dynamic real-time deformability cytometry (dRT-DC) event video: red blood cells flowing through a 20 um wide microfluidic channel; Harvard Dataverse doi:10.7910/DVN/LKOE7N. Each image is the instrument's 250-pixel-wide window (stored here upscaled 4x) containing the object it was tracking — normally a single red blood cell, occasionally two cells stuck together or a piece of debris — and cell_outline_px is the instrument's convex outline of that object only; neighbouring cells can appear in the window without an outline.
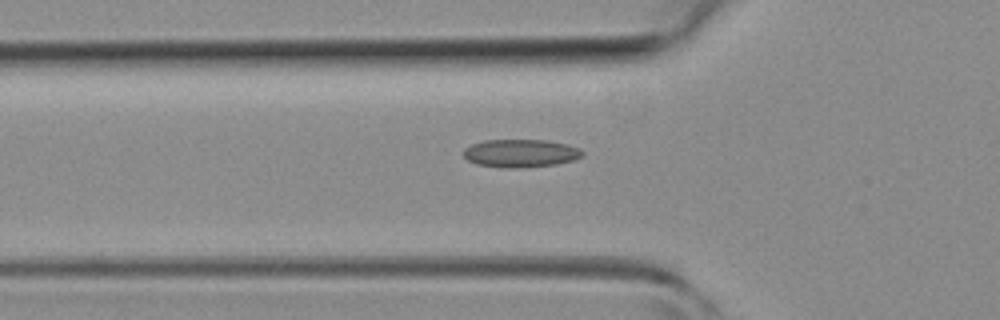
{"species": "common noctule bat (a hibernating species)", "species_latin": "Nyctalus noctula", "temperature_condition": "room temperature", "stored_images_in_passage": 35, "camera_frame_rate_fps": 3000, "um_per_image_px": 0.085, "animal": {"sex": "female", "body_mass_g": 19.3, "forearm_length_mm": 54.1}, "frame": {"image": 1, "passage_image": 5, "time_ms": 1.333, "image_size_px": [1000, 320], "cell_outline_px": [[584, 152], [580, 156], [572, 160], [556, 164], [524, 168], [500, 168], [476, 164], [468, 160], [464, 156], [464, 148], [472, 144], [484, 140], [544, 140], [568, 144], [580, 148]], "centroid_in_image_um": [44.23, 13.03], "position_along_channel_um": 81.6, "area_um2": 19.48}}
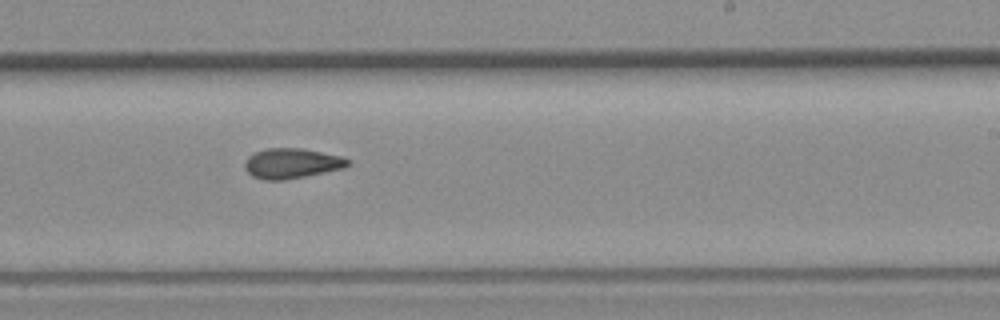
{"frame": {"image": 2, "passage_image": 17, "time_ms": 5.333, "image_size_px": [1000, 320], "cell_outline_px": [[352, 164], [344, 168], [284, 180], [264, 180], [252, 176], [244, 168], [244, 164], [248, 156], [264, 148], [300, 148], [340, 156], [352, 160]], "centroid_in_image_um": [24.8, 13.88], "position_along_channel_um": 264.2, "area_um2": 18.09}}
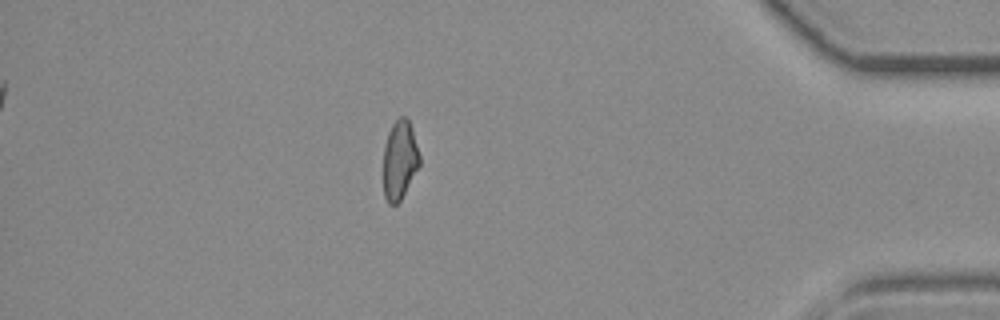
{"frame": {"image": 3, "passage_image": 29, "time_ms": 9.333, "image_size_px": [1000, 320], "cell_outline_px": [[420, 164], [400, 200], [396, 204], [388, 204], [384, 196], [384, 144], [388, 132], [392, 124], [400, 116], [404, 116], [408, 120], [412, 128], [420, 156]], "centroid_in_image_um": [33.96, 13.58], "position_along_channel_um": 401.2, "area_um2": 16.53}}